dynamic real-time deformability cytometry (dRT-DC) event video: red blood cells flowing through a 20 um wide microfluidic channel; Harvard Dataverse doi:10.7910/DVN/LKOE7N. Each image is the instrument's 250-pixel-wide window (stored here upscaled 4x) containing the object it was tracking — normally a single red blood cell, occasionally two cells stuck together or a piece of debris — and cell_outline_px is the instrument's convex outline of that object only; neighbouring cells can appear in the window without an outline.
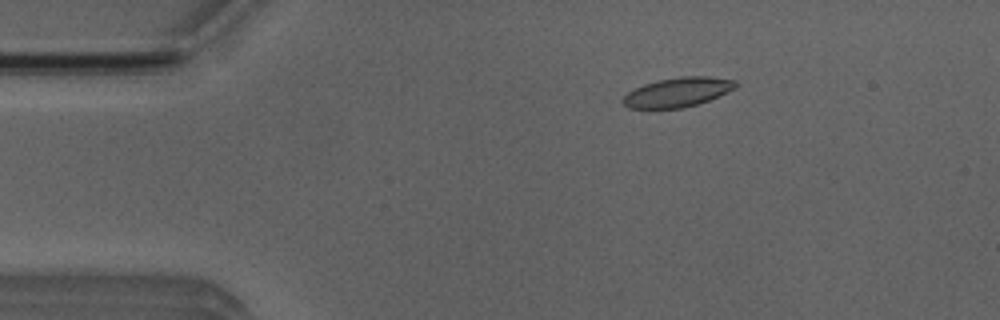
{"species": "Egyptian fruit bat (a non-hibernating species)", "species_latin": "Rousettus aegyptiacus", "temperature_condition": "room temperature", "stored_images_in_passage": 45, "camera_frame_rate_fps": 3000, "um_per_image_px": 0.085, "animal": {"sex": "male"}, "frame": {"image": 1, "passage_image": 1, "time_ms": 0.0, "image_size_px": [1000, 320], "cell_outline_px": [[740, 84], [736, 88], [728, 92], [708, 100], [684, 108], [628, 108], [620, 100], [628, 92], [644, 84], [660, 80], [680, 76], [708, 76], [736, 80]], "centroid_in_image_um": [57.64, 7.83], "position_along_channel_um": 27.4, "area_um2": 19.31}}
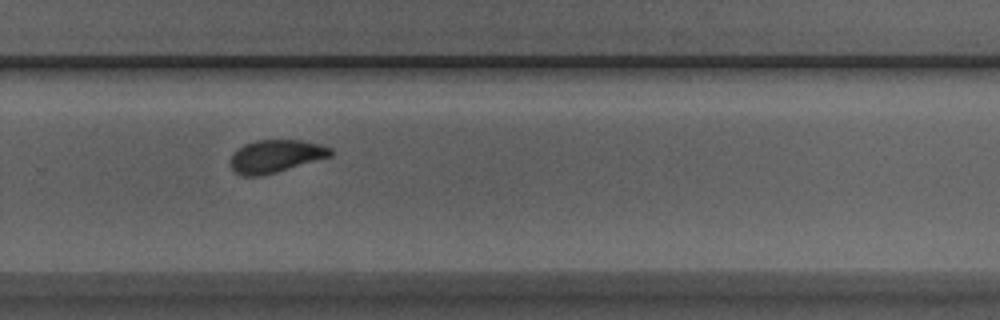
{"frame": {"image": 2, "passage_image": 27, "time_ms": 8.667, "image_size_px": [1000, 320], "cell_outline_px": [[332, 156], [276, 172], [260, 176], [244, 176], [236, 172], [228, 164], [228, 160], [232, 152], [236, 148], [244, 144], [256, 140], [300, 140], [320, 144], [332, 148]], "centroid_in_image_um": [23.38, 13.27], "position_along_channel_um": 306.4, "area_um2": 19.31}}
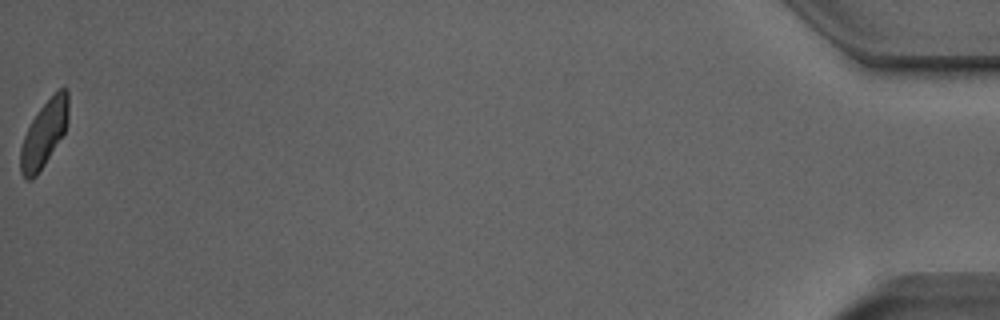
{"frame": {"image": 3, "passage_image": 45, "time_ms": 14.667, "image_size_px": [1000, 320], "cell_outline_px": [[68, 120], [64, 132], [44, 164], [36, 176], [32, 180], [28, 180], [20, 172], [20, 148], [24, 136], [32, 120], [40, 108], [60, 88], [68, 88]], "centroid_in_image_um": [3.74, 11.38], "position_along_channel_um": 431.5, "area_um2": 18.03}, "authors_computed_cell_mechanics": {"area_um2": 19.3052, "velocity_mm_per_s": 3.881, "shape_relaxation_time_tau1_ms": 7.7431, "shape_relaxation_time_tau2_ms": 1.2299, "deformation_change_tau1": 0.1737, "deformation_change_tau2": 0.0632}}